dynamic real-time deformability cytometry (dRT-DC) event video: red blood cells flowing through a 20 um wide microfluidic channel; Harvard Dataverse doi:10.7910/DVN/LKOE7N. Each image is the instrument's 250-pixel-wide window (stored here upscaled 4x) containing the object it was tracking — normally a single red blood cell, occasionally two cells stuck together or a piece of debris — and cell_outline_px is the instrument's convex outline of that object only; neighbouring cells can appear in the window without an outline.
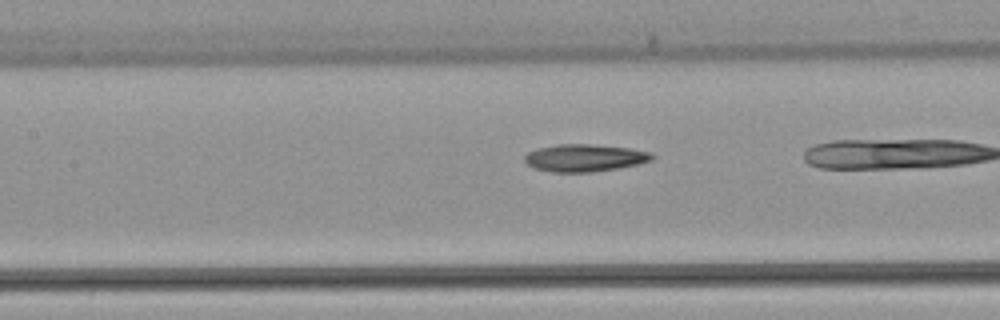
{"species": "common noctule bat (a hibernating species)", "species_latin": "Nyctalus noctula", "temperature_condition": "warm", "stored_images_in_passage": 30, "camera_frame_rate_fps": 3000, "um_per_image_px": 0.085, "animal": {"sex": "female", "body_mass_g": 22.7, "forearm_length_mm": 54.2}, "frame": {"image": 1, "passage_image": 17, "time_ms": 5.333, "image_size_px": [1000, 320], "cell_outline_px": [[656, 156], [652, 160], [636, 164], [616, 168], [592, 172], [552, 172], [536, 168], [528, 164], [524, 160], [524, 156], [528, 152], [540, 148], [556, 144], [588, 144], [628, 148], [648, 152]], "centroid_in_image_um": [49.67, 13.42], "position_along_channel_um": 157.7, "area_um2": 20.0}}
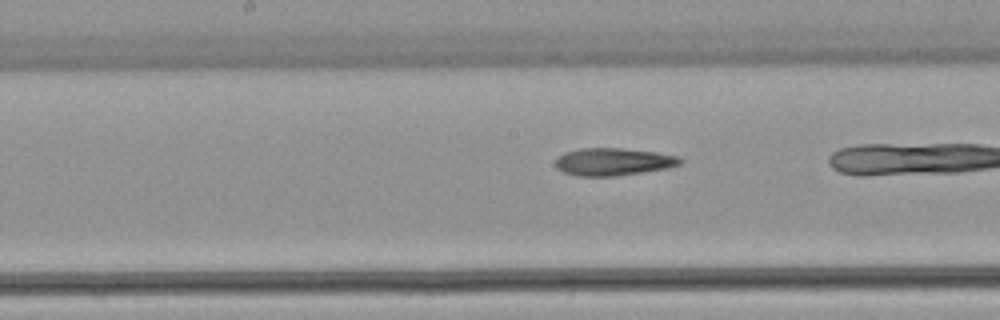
{"frame": {"image": 2, "passage_image": 20, "time_ms": 6.333, "image_size_px": [1000, 320], "cell_outline_px": [[684, 160], [680, 164], [668, 168], [616, 176], [576, 176], [564, 172], [556, 168], [556, 160], [564, 152], [580, 148], [620, 148], [656, 152], [676, 156]], "centroid_in_image_um": [52.12, 13.75], "position_along_channel_um": 196.1, "area_um2": 19.94}}